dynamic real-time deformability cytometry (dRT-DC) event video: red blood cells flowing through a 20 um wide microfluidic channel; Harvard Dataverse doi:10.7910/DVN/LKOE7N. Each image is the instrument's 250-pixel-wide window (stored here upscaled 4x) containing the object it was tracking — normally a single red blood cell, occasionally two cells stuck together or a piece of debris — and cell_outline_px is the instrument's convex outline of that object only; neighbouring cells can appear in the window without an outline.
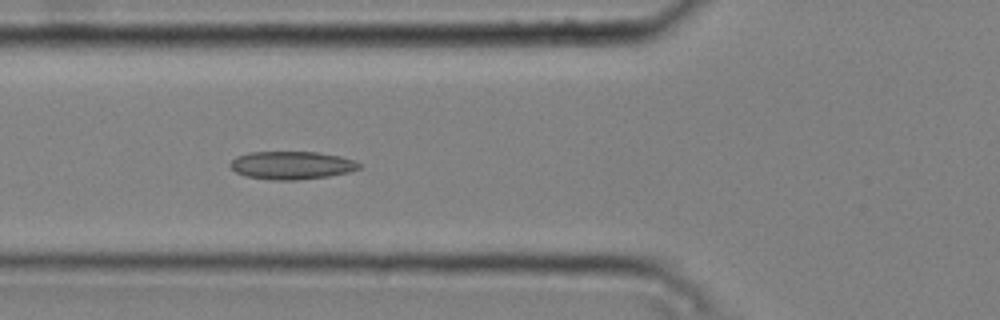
{"species": "common noctule bat (a hibernating species)", "species_latin": "Nyctalus noctula", "temperature_condition": "cold", "stored_images_in_passage": 10, "camera_frame_rate_fps": 3000, "um_per_image_px": 0.085, "animal": {"sex": "male", "body_mass_g": 20.4}, "frame": {"image": 1, "passage_image": 6, "time_ms": 1.667, "image_size_px": [1000, 320], "cell_outline_px": [[364, 164], [360, 168], [348, 172], [328, 176], [296, 180], [272, 180], [248, 176], [236, 172], [228, 164], [236, 156], [248, 152], [320, 152], [340, 156], [356, 160]], "centroid_in_image_um": [24.83, 14.04], "position_along_channel_um": 101.0, "area_um2": 21.15}}
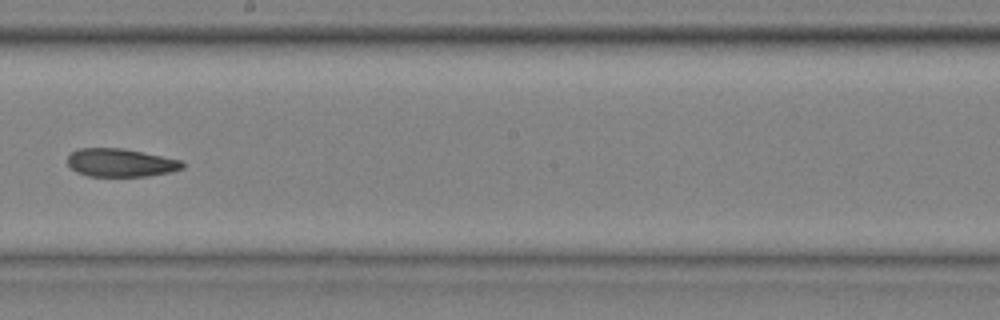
{"frame": {"image": 2, "passage_image": 9, "time_ms": 2.667, "image_size_px": [1000, 320], "cell_outline_px": [[184, 168], [168, 172], [144, 176], [88, 176], [76, 172], [68, 164], [68, 156], [72, 152], [80, 148], [124, 148], [180, 160], [184, 164]], "centroid_in_image_um": [10.22, 13.82], "position_along_channel_um": 238.0, "area_um2": 18.67}}
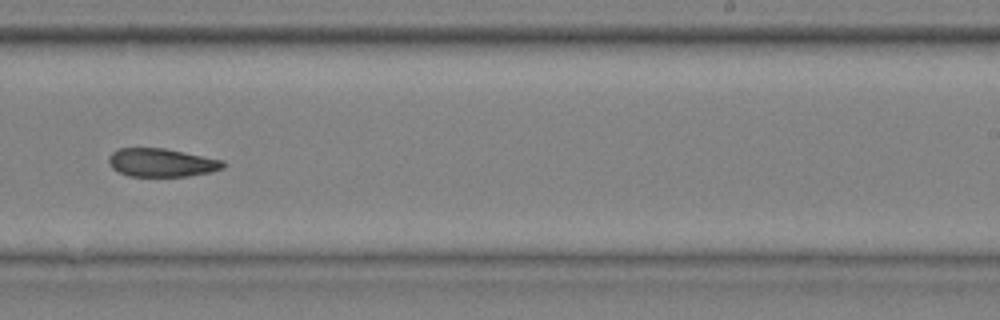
{"frame": {"image": 3, "passage_image": 10, "time_ms": 3.0, "image_size_px": [1000, 320], "cell_outline_px": [[224, 168], [212, 172], [188, 176], [128, 176], [112, 168], [108, 160], [108, 156], [112, 152], [120, 148], [164, 148], [224, 160]], "centroid_in_image_um": [13.74, 13.82], "position_along_channel_um": 275.3, "area_um2": 18.9}}